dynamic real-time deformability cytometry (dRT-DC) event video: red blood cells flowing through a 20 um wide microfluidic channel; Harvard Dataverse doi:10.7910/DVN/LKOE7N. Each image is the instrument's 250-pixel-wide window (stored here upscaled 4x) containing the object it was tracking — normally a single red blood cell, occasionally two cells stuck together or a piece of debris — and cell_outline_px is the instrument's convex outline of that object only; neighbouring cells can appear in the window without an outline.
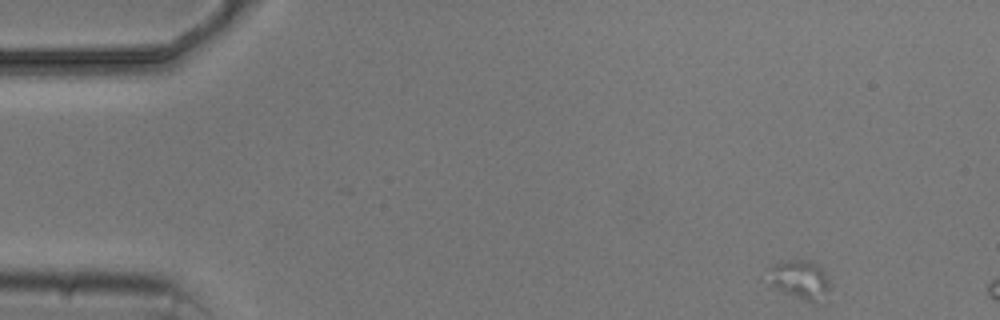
{"species": "common noctule bat (a hibernating species)", "species_latin": "Nyctalus noctula", "temperature_condition": "cold", "stored_images_in_passage": 5, "camera_frame_rate_fps": 3000, "um_per_image_px": 0.085, "animal": {"sex": "male", "body_mass_g": 20.5, "forearm_length_mm": 52.5}, "frame": {"image": 1, "passage_image": 1, "time_ms": 0.0, "image_size_px": [1000, 320], "cell_outline_px": [[828, 304], [812, 304], [792, 296], [784, 292], [772, 284], [768, 268], [776, 264], [792, 260], [808, 260], [820, 268], [824, 272], [828, 280]], "centroid_in_image_um": [68.09, 23.87], "position_along_channel_um": 16.9, "area_um2": 14.05}}
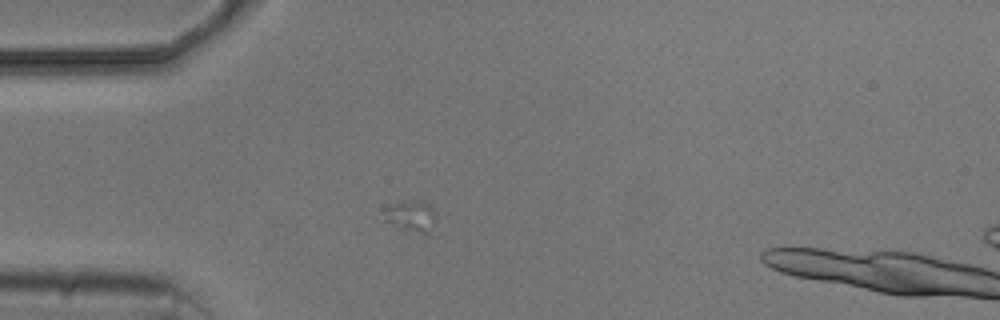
{"frame": {"image": 2, "passage_image": 4, "time_ms": 3.333, "image_size_px": [1000, 320], "cell_outline_px": [[436, 236], [432, 236], [400, 228], [384, 220], [380, 208], [392, 204], [412, 200], [424, 200], [436, 212]], "centroid_in_image_um": [35.01, 18.41], "position_along_channel_um": 50.0, "area_um2": 10.29}}